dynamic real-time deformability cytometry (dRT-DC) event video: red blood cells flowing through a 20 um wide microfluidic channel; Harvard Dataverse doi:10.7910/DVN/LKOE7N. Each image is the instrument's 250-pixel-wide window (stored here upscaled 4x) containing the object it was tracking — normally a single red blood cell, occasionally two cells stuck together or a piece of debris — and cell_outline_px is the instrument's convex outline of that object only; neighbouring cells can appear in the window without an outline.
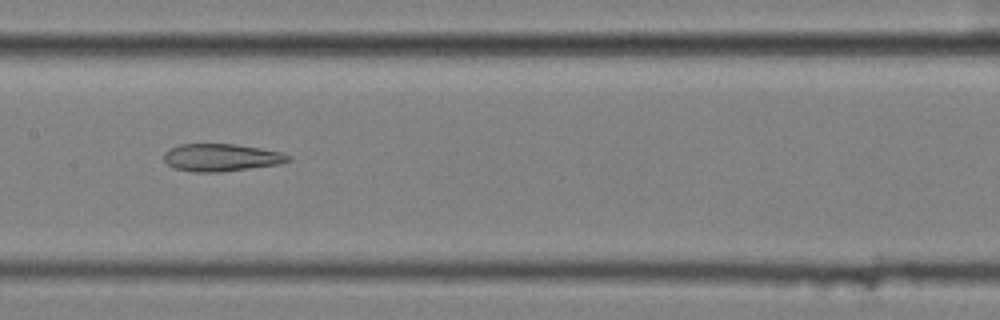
{"species": "common noctule bat (a hibernating species)", "species_latin": "Nyctalus noctula", "temperature_condition": "cold", "stored_images_in_passage": 6, "camera_frame_rate_fps": 3000, "um_per_image_px": 0.085, "animal": {"sex": "female", "body_mass_g": 25.1}, "frame": {"image": 1, "passage_image": 6, "time_ms": 1.667, "image_size_px": [1000, 320], "cell_outline_px": [[292, 160], [280, 164], [220, 172], [192, 172], [172, 168], [164, 160], [164, 152], [168, 148], [180, 144], [236, 144], [260, 148], [280, 152], [292, 156]], "centroid_in_image_um": [18.79, 13.39], "position_along_channel_um": 188.6, "area_um2": 20.11}}